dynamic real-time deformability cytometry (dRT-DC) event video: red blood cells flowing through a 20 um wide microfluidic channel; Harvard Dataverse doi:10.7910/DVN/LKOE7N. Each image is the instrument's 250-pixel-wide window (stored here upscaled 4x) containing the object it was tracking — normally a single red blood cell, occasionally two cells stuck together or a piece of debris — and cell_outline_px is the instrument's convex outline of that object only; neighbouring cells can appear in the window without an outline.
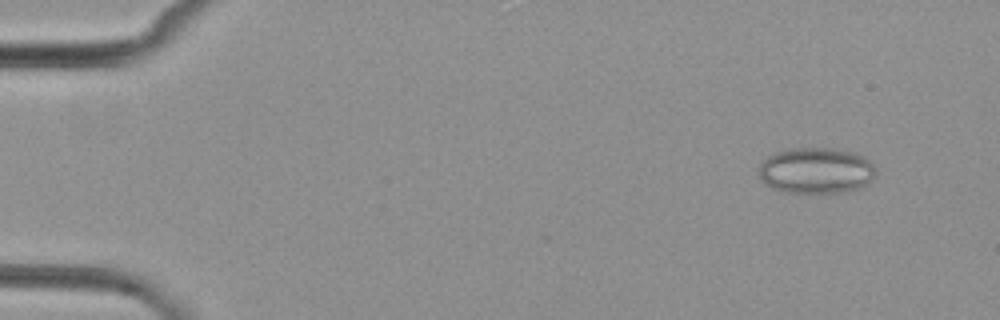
{"species": "common noctule bat (a hibernating species)", "species_latin": "Nyctalus noctula", "temperature_condition": "cold", "stored_images_in_passage": 6, "camera_frame_rate_fps": 3000, "um_per_image_px": 0.085, "animal": {"sex": "female", "body_mass_g": 29.2, "forearm_length_mm": 56.3}, "frame": {"image": 1, "passage_image": 2, "time_ms": 2.333, "image_size_px": [1000, 320], "cell_outline_px": [[876, 176], [864, 188], [844, 192], [784, 192], [772, 188], [760, 176], [760, 164], [768, 156], [784, 148], [832, 148], [852, 152], [864, 156], [876, 168]], "centroid_in_image_um": [69.43, 14.49], "position_along_channel_um": 15.6, "area_um2": 31.5}}